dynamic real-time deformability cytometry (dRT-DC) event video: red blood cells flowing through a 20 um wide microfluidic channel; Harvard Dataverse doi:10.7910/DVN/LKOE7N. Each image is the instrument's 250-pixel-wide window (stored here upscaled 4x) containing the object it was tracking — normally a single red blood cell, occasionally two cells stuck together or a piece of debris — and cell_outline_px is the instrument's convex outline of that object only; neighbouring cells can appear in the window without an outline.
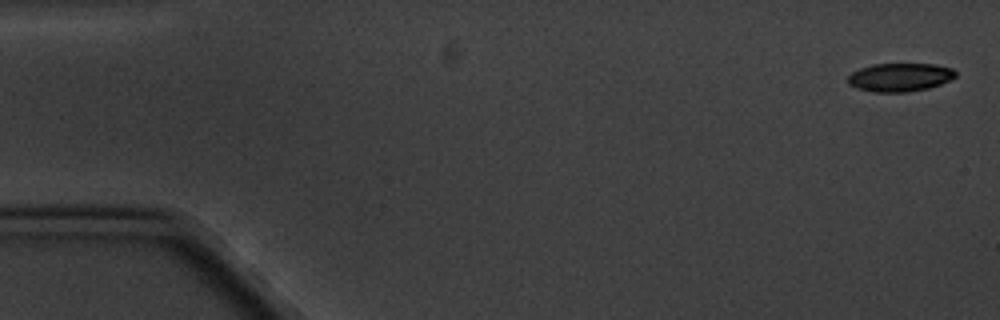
{"species": "common noctule bat (a hibernating species)", "species_latin": "Nyctalus noctula", "temperature_condition": "cold", "stored_images_in_passage": 7, "camera_frame_rate_fps": 3000, "um_per_image_px": 0.085, "animal": {"sex": "male", "body_mass_g": 20.1, "forearm_length_mm": 53.5}, "frame": {"image": 1, "passage_image": 1, "time_ms": 0.0, "image_size_px": [1000, 320], "cell_outline_px": [[956, 76], [940, 84], [928, 88], [908, 92], [872, 92], [856, 88], [848, 84], [848, 76], [852, 72], [860, 68], [872, 64], [936, 64], [952, 68], [956, 72]], "centroid_in_image_um": [76.47, 6.57], "position_along_channel_um": 8.5, "area_um2": 17.86}}
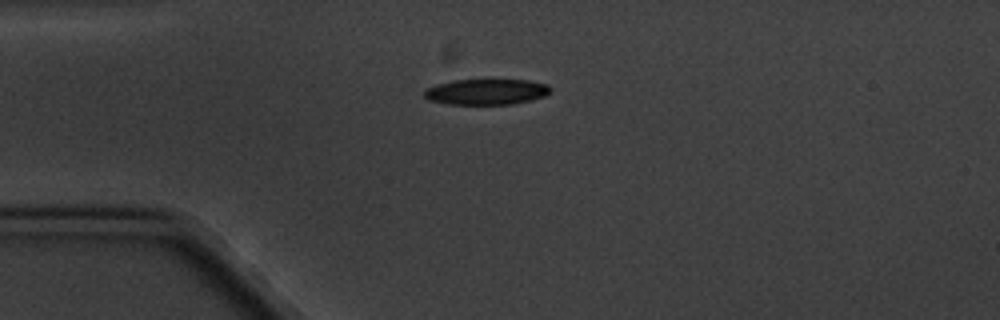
{"frame": {"image": 2, "passage_image": 4, "time_ms": 4.333, "image_size_px": [1000, 320], "cell_outline_px": [[548, 92], [544, 96], [532, 100], [512, 104], [448, 104], [428, 100], [424, 96], [424, 92], [428, 88], [436, 84], [456, 80], [528, 80], [548, 84]], "centroid_in_image_um": [41.32, 7.81], "position_along_channel_um": 43.7, "area_um2": 18.73}}